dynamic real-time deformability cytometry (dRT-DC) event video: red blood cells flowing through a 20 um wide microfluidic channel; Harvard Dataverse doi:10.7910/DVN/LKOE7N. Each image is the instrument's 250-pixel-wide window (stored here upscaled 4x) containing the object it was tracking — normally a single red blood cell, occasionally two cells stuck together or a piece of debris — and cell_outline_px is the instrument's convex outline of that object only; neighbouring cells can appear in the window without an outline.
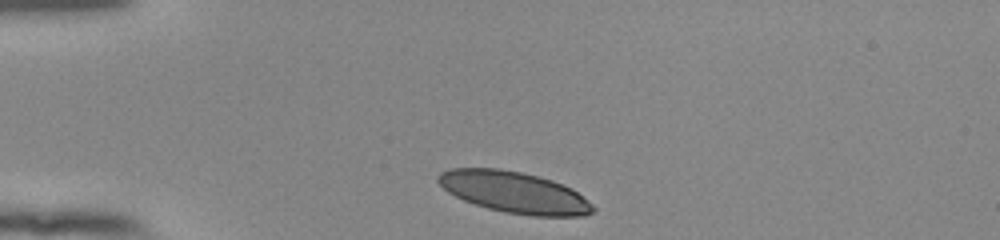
{"species": "human", "species_latin": "Homo sapiens", "temperature_condition": "room temperature", "stored_images_in_passage": 33, "camera_frame_rate_fps": 3000, "um_per_image_px": 0.085, "donor": {"sex": "female"}, "frame": {"image": 1, "passage_image": 1, "time_ms": 0.0, "image_size_px": [1000, 240], "cell_outline_px": [[596, 208], [592, 212], [584, 216], [532, 216], [504, 212], [488, 208], [464, 200], [448, 192], [436, 180], [436, 176], [440, 172], [452, 168], [500, 168], [520, 172], [552, 180], [572, 188], [588, 200]], "centroid_in_image_um": [43.72, 16.34], "position_along_channel_um": 41.3, "area_um2": 37.22}}
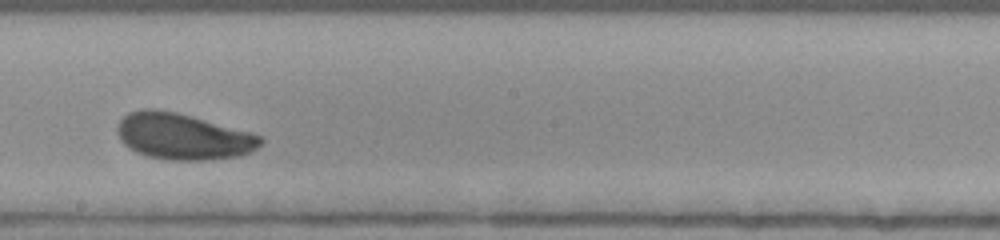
{"frame": {"image": 2, "passage_image": 19, "time_ms": 6.0, "image_size_px": [1000, 240], "cell_outline_px": [[264, 140], [256, 148], [240, 156], [204, 160], [168, 160], [148, 156], [136, 152], [128, 148], [120, 140], [116, 128], [120, 120], [128, 112], [144, 108], [156, 108], [176, 112], [192, 116], [252, 132], [260, 136]], "centroid_in_image_um": [15.52, 11.59], "position_along_channel_um": 232.7, "area_um2": 38.73}}
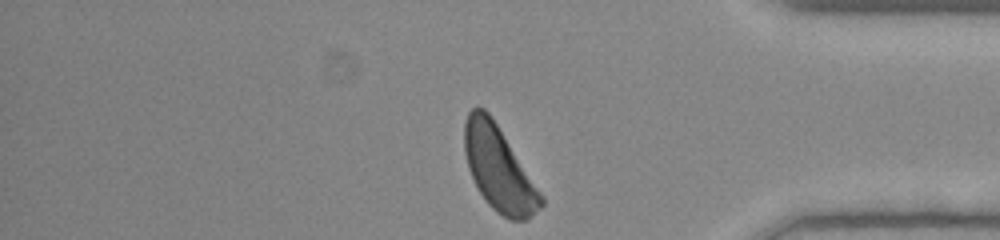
{"frame": {"image": 3, "passage_image": 33, "time_ms": 10.667, "image_size_px": [1000, 240], "cell_outline_px": [[544, 204], [532, 216], [524, 220], [512, 220], [496, 212], [488, 204], [480, 192], [468, 168], [464, 152], [464, 124], [468, 112], [476, 104], [484, 108], [488, 112], [544, 196]], "centroid_in_image_um": [42.39, 14.33], "position_along_channel_um": 392.8, "area_um2": 37.28}, "authors_computed_cell_mechanics": {"area_um2": 38.0324, "velocity_mm_per_s": 3.8218, "shape_relaxation_time_tau1_ms": 8.1102, "shape_relaxation_time_tau2_ms": 5.1353, "deformation_change_tau1": 0.2052, "deformation_change_tau2": 0.1183}}